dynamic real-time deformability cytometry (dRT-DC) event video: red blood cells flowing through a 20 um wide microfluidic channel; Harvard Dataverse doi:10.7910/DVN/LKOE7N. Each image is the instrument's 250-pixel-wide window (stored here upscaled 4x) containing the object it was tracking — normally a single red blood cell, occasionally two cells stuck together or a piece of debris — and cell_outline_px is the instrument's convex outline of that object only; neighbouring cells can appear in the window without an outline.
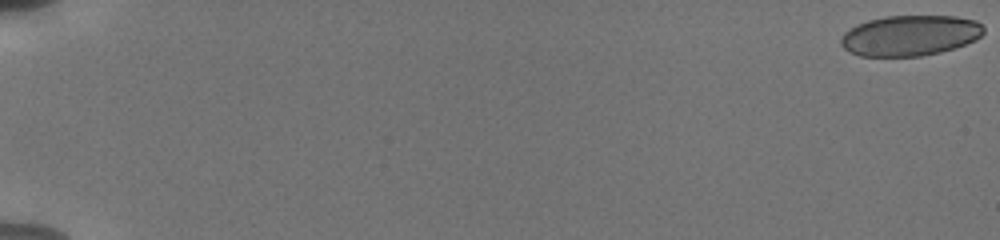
{"species": "human", "species_latin": "Homo sapiens", "temperature_condition": "cold", "stored_images_in_passage": 57, "camera_frame_rate_fps": 3000, "um_per_image_px": 0.085, "donor": {"sex": "male"}, "frame": {"image": 1, "passage_image": 1, "time_ms": 0.0, "image_size_px": [1000, 240], "cell_outline_px": [[984, 32], [976, 40], [956, 48], [940, 52], [920, 56], [860, 56], [848, 52], [840, 44], [840, 40], [844, 32], [856, 24], [868, 20], [884, 16], [956, 16], [976, 20], [984, 28]], "centroid_in_image_um": [77.34, 3.02], "position_along_channel_um": 7.7, "area_um2": 33.99}}
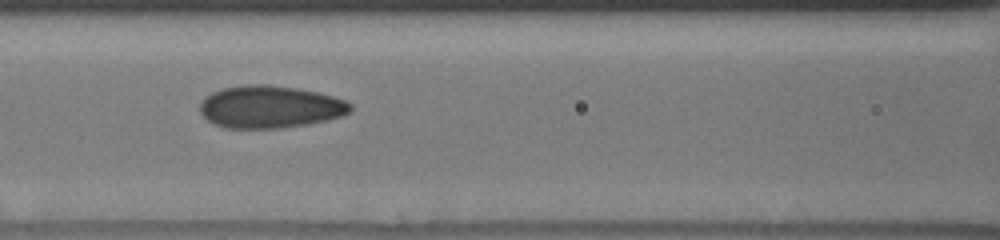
{"frame": {"image": 2, "passage_image": 28, "time_ms": 9.0, "image_size_px": [1000, 240], "cell_outline_px": [[352, 108], [344, 116], [328, 120], [280, 128], [224, 128], [208, 120], [200, 112], [200, 104], [204, 96], [212, 92], [224, 88], [244, 84], [268, 84], [296, 88], [316, 92], [332, 96], [344, 100], [352, 104]], "centroid_in_image_um": [22.94, 9.08], "position_along_channel_um": 143.7, "area_um2": 37.17}}
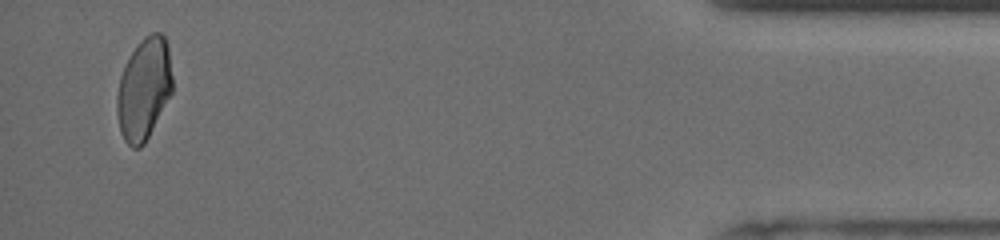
{"frame": {"image": 3, "passage_image": 55, "time_ms": 18.0, "image_size_px": [1000, 240], "cell_outline_px": [[172, 92], [144, 144], [140, 148], [132, 148], [124, 140], [120, 132], [116, 112], [116, 96], [120, 76], [132, 52], [140, 40], [144, 36], [152, 32], [160, 32], [164, 36], [168, 48], [172, 76]], "centroid_in_image_um": [12.22, 7.57], "position_along_channel_um": 423.0, "area_um2": 32.83}, "authors_computed_cell_mechanics": {"area_um2": 35.3736, "velocity_mm_per_s": 3.8049, "shape_relaxation_time_tau1_ms": 10.1228, "shape_relaxation_time_tau2_ms": 1.2984, "deformation_change_tau1": 0.1824, "deformation_change_tau2": 0.0572}}